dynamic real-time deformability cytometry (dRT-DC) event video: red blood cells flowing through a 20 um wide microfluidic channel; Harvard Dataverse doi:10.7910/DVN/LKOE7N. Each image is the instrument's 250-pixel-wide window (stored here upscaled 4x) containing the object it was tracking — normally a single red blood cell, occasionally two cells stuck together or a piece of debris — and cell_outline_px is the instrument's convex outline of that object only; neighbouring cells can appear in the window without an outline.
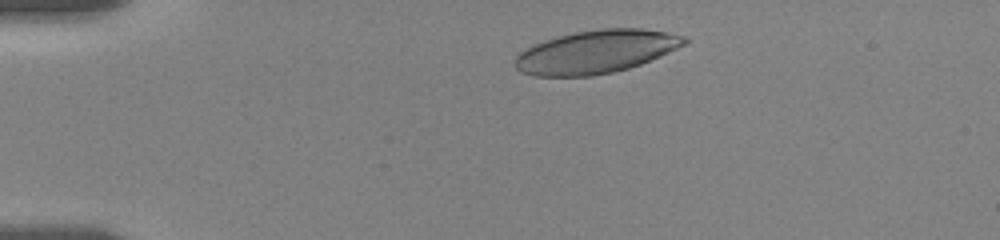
{"species": "human", "species_latin": "Homo sapiens", "temperature_condition": "room temperature", "stored_images_in_passage": 45, "camera_frame_rate_fps": 3000, "um_per_image_px": 0.085, "donor": {"sex": "female"}, "frame": {"image": 1, "passage_image": 5, "time_ms": 1.333, "image_size_px": [1000, 240], "cell_outline_px": [[688, 40], [684, 44], [676, 48], [640, 64], [628, 68], [612, 72], [592, 76], [536, 76], [520, 72], [516, 68], [516, 56], [520, 52], [536, 44], [560, 36], [576, 32], [600, 28], [644, 28], [668, 32], [684, 36]], "centroid_in_image_um": [50.67, 4.4], "position_along_channel_um": 34.3, "area_um2": 41.96}}
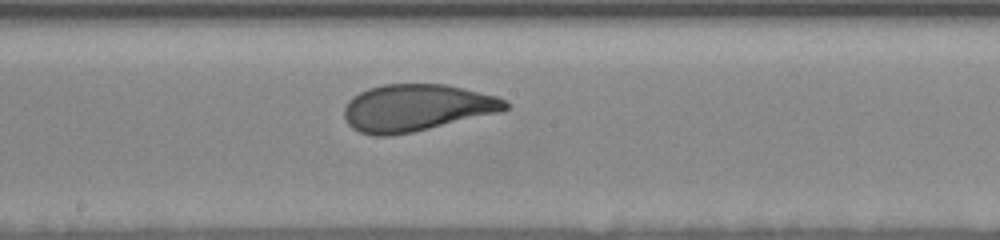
{"frame": {"image": 2, "passage_image": 25, "time_ms": 8.0, "image_size_px": [1000, 240], "cell_outline_px": [[512, 104], [508, 108], [500, 112], [412, 132], [388, 136], [372, 136], [360, 132], [352, 128], [348, 124], [344, 116], [344, 108], [348, 100], [352, 96], [368, 88], [384, 84], [444, 84], [464, 88], [496, 96]], "centroid_in_image_um": [35.38, 9.16], "position_along_channel_um": 212.8, "area_um2": 44.1}}
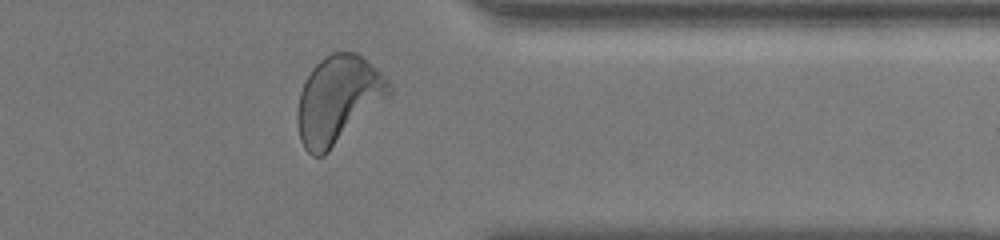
{"frame": {"image": 3, "passage_image": 40, "time_ms": 13.0, "image_size_px": [1000, 240], "cell_outline_px": [[392, 92], [388, 96], [324, 156], [312, 156], [304, 148], [300, 140], [296, 120], [296, 112], [300, 92], [312, 68], [324, 56], [332, 52], [356, 52], [376, 68], [392, 84]], "centroid_in_image_um": [28.7, 8.47], "position_along_channel_um": 382.7, "area_um2": 46.36}, "authors_computed_cell_mechanics": {"area_um2": 44.2748, "velocity_mm_per_s": 3.5024, "shape_relaxation_time_tau1_ms": 4.0723, "shape_relaxation_time_tau2_ms": 0.8359, "deformation_change_tau1": 0.1696, "deformation_change_tau2": 0.0705}}